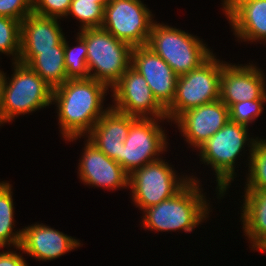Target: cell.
<instances>
[{"label": "cell", "mask_w": 266, "mask_h": 266, "mask_svg": "<svg viewBox=\"0 0 266 266\" xmlns=\"http://www.w3.org/2000/svg\"><path fill=\"white\" fill-rule=\"evenodd\" d=\"M108 90L93 78L69 79L53 89L52 104L57 107L58 124L65 141L73 142L90 133L110 108L103 107Z\"/></svg>", "instance_id": "obj_1"}, {"label": "cell", "mask_w": 266, "mask_h": 266, "mask_svg": "<svg viewBox=\"0 0 266 266\" xmlns=\"http://www.w3.org/2000/svg\"><path fill=\"white\" fill-rule=\"evenodd\" d=\"M190 177L191 180L173 197L143 210V228L190 233L209 217L210 201L202 193L200 179Z\"/></svg>", "instance_id": "obj_2"}, {"label": "cell", "mask_w": 266, "mask_h": 266, "mask_svg": "<svg viewBox=\"0 0 266 266\" xmlns=\"http://www.w3.org/2000/svg\"><path fill=\"white\" fill-rule=\"evenodd\" d=\"M255 141L256 138L249 137L248 127L229 120L198 149L200 161L210 165L215 172L217 199L226 194L229 185L236 178L235 163L242 156L240 153L248 147L250 154Z\"/></svg>", "instance_id": "obj_3"}, {"label": "cell", "mask_w": 266, "mask_h": 266, "mask_svg": "<svg viewBox=\"0 0 266 266\" xmlns=\"http://www.w3.org/2000/svg\"><path fill=\"white\" fill-rule=\"evenodd\" d=\"M12 65L11 79L4 73L0 90V114L5 123L52 105L53 88L28 65L18 61Z\"/></svg>", "instance_id": "obj_4"}, {"label": "cell", "mask_w": 266, "mask_h": 266, "mask_svg": "<svg viewBox=\"0 0 266 266\" xmlns=\"http://www.w3.org/2000/svg\"><path fill=\"white\" fill-rule=\"evenodd\" d=\"M86 43L89 78L112 88L131 66L133 47L102 28L77 33Z\"/></svg>", "instance_id": "obj_5"}, {"label": "cell", "mask_w": 266, "mask_h": 266, "mask_svg": "<svg viewBox=\"0 0 266 266\" xmlns=\"http://www.w3.org/2000/svg\"><path fill=\"white\" fill-rule=\"evenodd\" d=\"M197 36L164 23L154 22L147 46L176 73L184 75L206 62L213 51Z\"/></svg>", "instance_id": "obj_6"}, {"label": "cell", "mask_w": 266, "mask_h": 266, "mask_svg": "<svg viewBox=\"0 0 266 266\" xmlns=\"http://www.w3.org/2000/svg\"><path fill=\"white\" fill-rule=\"evenodd\" d=\"M221 71L222 61L213 54L200 67L178 76L173 102L166 109L167 122H174L189 109L220 99Z\"/></svg>", "instance_id": "obj_7"}, {"label": "cell", "mask_w": 266, "mask_h": 266, "mask_svg": "<svg viewBox=\"0 0 266 266\" xmlns=\"http://www.w3.org/2000/svg\"><path fill=\"white\" fill-rule=\"evenodd\" d=\"M163 158L136 169L129 175V187L136 208L144 209L173 197L190 180L189 175L178 176L177 171Z\"/></svg>", "instance_id": "obj_8"}, {"label": "cell", "mask_w": 266, "mask_h": 266, "mask_svg": "<svg viewBox=\"0 0 266 266\" xmlns=\"http://www.w3.org/2000/svg\"><path fill=\"white\" fill-rule=\"evenodd\" d=\"M153 14L141 0H108L102 29L132 47L147 45Z\"/></svg>", "instance_id": "obj_9"}, {"label": "cell", "mask_w": 266, "mask_h": 266, "mask_svg": "<svg viewBox=\"0 0 266 266\" xmlns=\"http://www.w3.org/2000/svg\"><path fill=\"white\" fill-rule=\"evenodd\" d=\"M164 120L137 117L131 123L120 156V165L129 175L136 169L161 159L160 154L167 150V134L159 125V121Z\"/></svg>", "instance_id": "obj_10"}, {"label": "cell", "mask_w": 266, "mask_h": 266, "mask_svg": "<svg viewBox=\"0 0 266 266\" xmlns=\"http://www.w3.org/2000/svg\"><path fill=\"white\" fill-rule=\"evenodd\" d=\"M110 92L114 110L139 118L166 119V110L154 98L145 78L130 66Z\"/></svg>", "instance_id": "obj_11"}, {"label": "cell", "mask_w": 266, "mask_h": 266, "mask_svg": "<svg viewBox=\"0 0 266 266\" xmlns=\"http://www.w3.org/2000/svg\"><path fill=\"white\" fill-rule=\"evenodd\" d=\"M265 79L256 64L233 65L222 60L220 100L230 108L238 102L260 99L266 93Z\"/></svg>", "instance_id": "obj_12"}, {"label": "cell", "mask_w": 266, "mask_h": 266, "mask_svg": "<svg viewBox=\"0 0 266 266\" xmlns=\"http://www.w3.org/2000/svg\"><path fill=\"white\" fill-rule=\"evenodd\" d=\"M230 120L229 108L220 100L182 113L174 122L186 143L199 149Z\"/></svg>", "instance_id": "obj_13"}, {"label": "cell", "mask_w": 266, "mask_h": 266, "mask_svg": "<svg viewBox=\"0 0 266 266\" xmlns=\"http://www.w3.org/2000/svg\"><path fill=\"white\" fill-rule=\"evenodd\" d=\"M131 66L145 78L154 98L166 110L174 99L176 73L147 45L133 47Z\"/></svg>", "instance_id": "obj_14"}, {"label": "cell", "mask_w": 266, "mask_h": 266, "mask_svg": "<svg viewBox=\"0 0 266 266\" xmlns=\"http://www.w3.org/2000/svg\"><path fill=\"white\" fill-rule=\"evenodd\" d=\"M79 159L78 174L83 184L117 190L129 187V174L88 139Z\"/></svg>", "instance_id": "obj_15"}, {"label": "cell", "mask_w": 266, "mask_h": 266, "mask_svg": "<svg viewBox=\"0 0 266 266\" xmlns=\"http://www.w3.org/2000/svg\"><path fill=\"white\" fill-rule=\"evenodd\" d=\"M58 19L31 13L21 21L18 62L27 65L39 51L54 50L64 40Z\"/></svg>", "instance_id": "obj_16"}, {"label": "cell", "mask_w": 266, "mask_h": 266, "mask_svg": "<svg viewBox=\"0 0 266 266\" xmlns=\"http://www.w3.org/2000/svg\"><path fill=\"white\" fill-rule=\"evenodd\" d=\"M81 246L79 240L44 224L22 228V238L17 250L40 261L56 258Z\"/></svg>", "instance_id": "obj_17"}, {"label": "cell", "mask_w": 266, "mask_h": 266, "mask_svg": "<svg viewBox=\"0 0 266 266\" xmlns=\"http://www.w3.org/2000/svg\"><path fill=\"white\" fill-rule=\"evenodd\" d=\"M233 34L244 42H266V0H222Z\"/></svg>", "instance_id": "obj_18"}, {"label": "cell", "mask_w": 266, "mask_h": 266, "mask_svg": "<svg viewBox=\"0 0 266 266\" xmlns=\"http://www.w3.org/2000/svg\"><path fill=\"white\" fill-rule=\"evenodd\" d=\"M137 117L109 108L86 136L101 152L120 164L122 145L128 136L131 123Z\"/></svg>", "instance_id": "obj_19"}, {"label": "cell", "mask_w": 266, "mask_h": 266, "mask_svg": "<svg viewBox=\"0 0 266 266\" xmlns=\"http://www.w3.org/2000/svg\"><path fill=\"white\" fill-rule=\"evenodd\" d=\"M242 204L243 231L250 240L253 251L266 248V190L245 189Z\"/></svg>", "instance_id": "obj_20"}, {"label": "cell", "mask_w": 266, "mask_h": 266, "mask_svg": "<svg viewBox=\"0 0 266 266\" xmlns=\"http://www.w3.org/2000/svg\"><path fill=\"white\" fill-rule=\"evenodd\" d=\"M53 89L64 84L68 78L64 60V40L54 50L39 51L27 64Z\"/></svg>", "instance_id": "obj_21"}, {"label": "cell", "mask_w": 266, "mask_h": 266, "mask_svg": "<svg viewBox=\"0 0 266 266\" xmlns=\"http://www.w3.org/2000/svg\"><path fill=\"white\" fill-rule=\"evenodd\" d=\"M12 184L0 182V248L20 246L22 229L15 231ZM14 229V230H13ZM14 231V232H13Z\"/></svg>", "instance_id": "obj_22"}, {"label": "cell", "mask_w": 266, "mask_h": 266, "mask_svg": "<svg viewBox=\"0 0 266 266\" xmlns=\"http://www.w3.org/2000/svg\"><path fill=\"white\" fill-rule=\"evenodd\" d=\"M106 0H72L68 16H73L80 22V30L101 28L104 20Z\"/></svg>", "instance_id": "obj_23"}, {"label": "cell", "mask_w": 266, "mask_h": 266, "mask_svg": "<svg viewBox=\"0 0 266 266\" xmlns=\"http://www.w3.org/2000/svg\"><path fill=\"white\" fill-rule=\"evenodd\" d=\"M248 161L249 173L244 189L266 190V139L256 137Z\"/></svg>", "instance_id": "obj_24"}, {"label": "cell", "mask_w": 266, "mask_h": 266, "mask_svg": "<svg viewBox=\"0 0 266 266\" xmlns=\"http://www.w3.org/2000/svg\"><path fill=\"white\" fill-rule=\"evenodd\" d=\"M76 39L78 45L70 47L66 37L64 38V60L68 80L86 79L90 76L86 43L78 34Z\"/></svg>", "instance_id": "obj_25"}, {"label": "cell", "mask_w": 266, "mask_h": 266, "mask_svg": "<svg viewBox=\"0 0 266 266\" xmlns=\"http://www.w3.org/2000/svg\"><path fill=\"white\" fill-rule=\"evenodd\" d=\"M21 21L0 16V53L13 57L12 62L19 60Z\"/></svg>", "instance_id": "obj_26"}, {"label": "cell", "mask_w": 266, "mask_h": 266, "mask_svg": "<svg viewBox=\"0 0 266 266\" xmlns=\"http://www.w3.org/2000/svg\"><path fill=\"white\" fill-rule=\"evenodd\" d=\"M266 93L256 100H246L233 104L229 108L230 121L249 127L248 125L256 120L264 110Z\"/></svg>", "instance_id": "obj_27"}, {"label": "cell", "mask_w": 266, "mask_h": 266, "mask_svg": "<svg viewBox=\"0 0 266 266\" xmlns=\"http://www.w3.org/2000/svg\"><path fill=\"white\" fill-rule=\"evenodd\" d=\"M72 0H33V13L44 17L64 18Z\"/></svg>", "instance_id": "obj_28"}, {"label": "cell", "mask_w": 266, "mask_h": 266, "mask_svg": "<svg viewBox=\"0 0 266 266\" xmlns=\"http://www.w3.org/2000/svg\"><path fill=\"white\" fill-rule=\"evenodd\" d=\"M33 13V0H0V16L22 21Z\"/></svg>", "instance_id": "obj_29"}, {"label": "cell", "mask_w": 266, "mask_h": 266, "mask_svg": "<svg viewBox=\"0 0 266 266\" xmlns=\"http://www.w3.org/2000/svg\"><path fill=\"white\" fill-rule=\"evenodd\" d=\"M3 248H0V251ZM0 266H28L22 253H16L15 250L0 252Z\"/></svg>", "instance_id": "obj_30"}, {"label": "cell", "mask_w": 266, "mask_h": 266, "mask_svg": "<svg viewBox=\"0 0 266 266\" xmlns=\"http://www.w3.org/2000/svg\"><path fill=\"white\" fill-rule=\"evenodd\" d=\"M4 71L0 70V90H1V83L3 78Z\"/></svg>", "instance_id": "obj_31"}, {"label": "cell", "mask_w": 266, "mask_h": 266, "mask_svg": "<svg viewBox=\"0 0 266 266\" xmlns=\"http://www.w3.org/2000/svg\"><path fill=\"white\" fill-rule=\"evenodd\" d=\"M5 122L3 121V119H2V117H1V114H0V126L2 125V124H4Z\"/></svg>", "instance_id": "obj_32"}]
</instances>
